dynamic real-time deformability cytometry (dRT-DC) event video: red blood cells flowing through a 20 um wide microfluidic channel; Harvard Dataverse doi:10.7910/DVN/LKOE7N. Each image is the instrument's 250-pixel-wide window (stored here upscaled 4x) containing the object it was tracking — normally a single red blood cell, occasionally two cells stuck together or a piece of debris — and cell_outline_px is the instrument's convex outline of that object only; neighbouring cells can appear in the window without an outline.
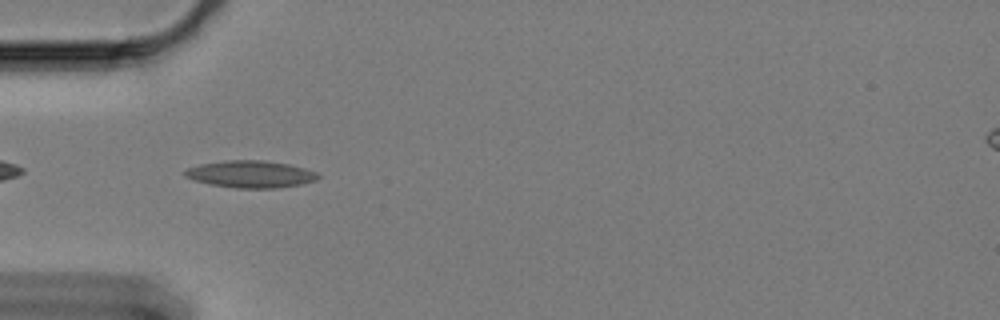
{"species": "Egyptian fruit bat (a non-hibernating species)", "species_latin": "Rousettus aegyptiacus", "temperature_condition": "cold", "stored_images_in_passage": 17, "camera_frame_rate_fps": 3000, "um_per_image_px": 0.085, "animal": {"sex": "female"}, "frame": {"image": 1, "passage_image": 2, "time_ms": 0.333, "image_size_px": [1000, 320], "cell_outline_px": [[320, 176], [316, 180], [300, 184], [272, 188], [236, 188], [208, 184], [192, 180], [184, 176], [184, 172], [188, 168], [200, 164], [224, 160], [264, 160], [288, 164], [304, 168], [316, 172]], "centroid_in_image_um": [21.26, 14.8], "position_along_channel_um": 63.7, "area_um2": 20.98}}
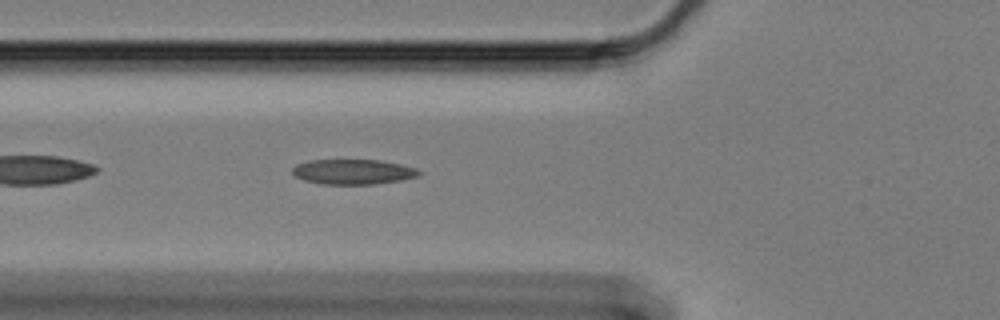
{"frame": {"image": 2, "passage_image": 5, "time_ms": 1.333, "image_size_px": [1000, 320], "cell_outline_px": [[420, 176], [400, 180], [372, 184], [320, 184], [304, 180], [296, 176], [292, 172], [292, 168], [296, 164], [308, 160], [380, 160], [400, 164], [416, 168], [420, 172]], "centroid_in_image_um": [29.99, 14.6], "position_along_channel_um": 95.8, "area_um2": 18.44}}
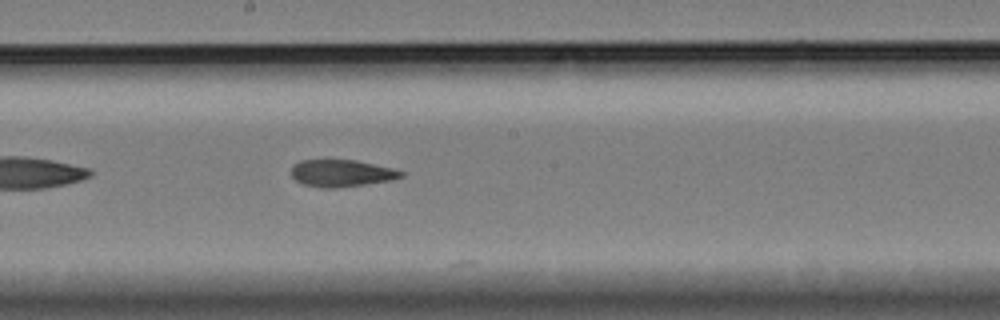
{"frame": {"image": 3, "passage_image": 16, "time_ms": 5.0, "image_size_px": [1000, 320], "cell_outline_px": [[404, 176], [388, 180], [364, 184], [336, 188], [320, 188], [304, 184], [296, 180], [292, 176], [292, 168], [300, 160], [356, 160], [396, 168], [404, 172]], "centroid_in_image_um": [29.06, 14.72], "position_along_channel_um": 219.1, "area_um2": 17.22}}